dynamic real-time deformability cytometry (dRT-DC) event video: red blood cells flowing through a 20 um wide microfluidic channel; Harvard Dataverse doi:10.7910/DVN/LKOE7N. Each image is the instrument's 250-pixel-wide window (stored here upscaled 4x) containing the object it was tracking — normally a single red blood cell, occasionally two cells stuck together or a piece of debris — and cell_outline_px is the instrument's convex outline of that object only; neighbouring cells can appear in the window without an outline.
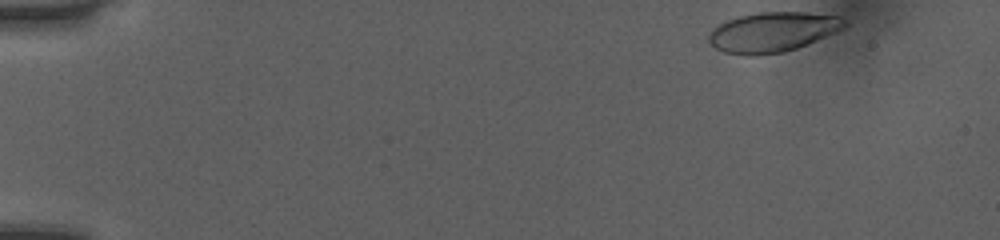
{"species": "human", "species_latin": "Homo sapiens", "temperature_condition": "room temperature", "stored_images_in_passage": 41, "camera_frame_rate_fps": 3000, "um_per_image_px": 0.085, "donor": {"sex": "female"}, "frame": {"image": 1, "passage_image": 1, "time_ms": 0.0, "image_size_px": [1000, 240], "cell_outline_px": [[848, 24], [844, 28], [836, 32], [796, 48], [784, 52], [756, 56], [748, 56], [724, 52], [716, 48], [708, 40], [708, 36], [712, 28], [728, 20], [740, 16], [756, 12], [808, 12], [840, 16], [848, 20]], "centroid_in_image_um": [65.7, 2.72], "position_along_channel_um": 19.3, "area_um2": 31.67}}
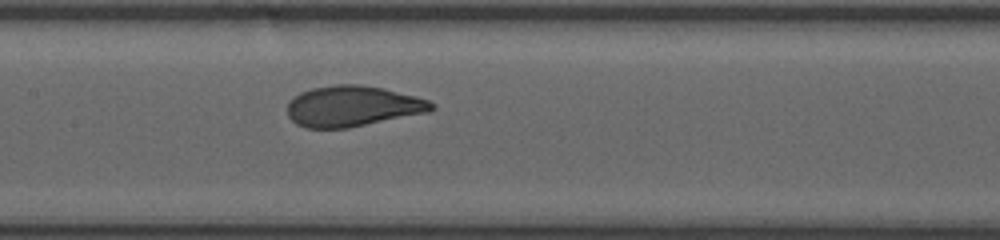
{"frame": {"image": 2, "passage_image": 22, "time_ms": 7.0, "image_size_px": [1000, 240], "cell_outline_px": [[436, 108], [428, 112], [348, 128], [304, 128], [296, 124], [288, 116], [288, 100], [300, 92], [312, 88], [336, 84], [360, 84], [384, 88], [416, 96], [428, 100], [436, 104]], "centroid_in_image_um": [29.97, 9.02], "position_along_channel_um": 177.4, "area_um2": 34.45}}
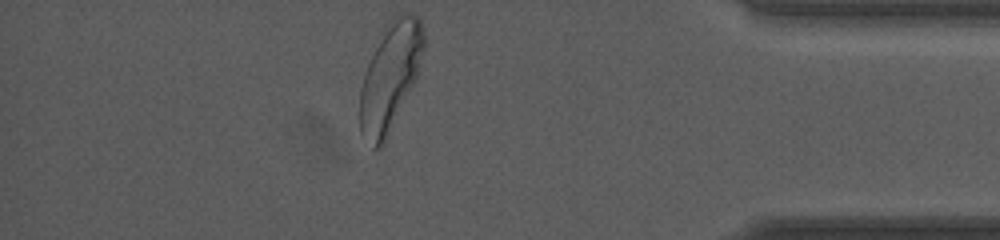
{"frame": {"image": 3, "passage_image": 41, "time_ms": 13.333, "image_size_px": [1000, 240], "cell_outline_px": [[424, 48], [416, 80], [380, 148], [372, 148], [360, 132], [360, 88], [368, 64], [388, 20], [392, 16], [400, 12], [408, 12], [416, 16], [420, 20], [424, 32]], "centroid_in_image_um": [33.18, 6.46], "position_along_channel_um": 402.0, "area_um2": 39.48}, "authors_computed_cell_mechanics": {"area_um2": 33.6974, "velocity_mm_per_s": 4.0403, "shape_relaxation_time_tau1_ms": 2.4793, "shape_relaxation_time_tau2_ms": null, "deformation_change_tau1": 0.144, "deformation_change_tau2": null}}